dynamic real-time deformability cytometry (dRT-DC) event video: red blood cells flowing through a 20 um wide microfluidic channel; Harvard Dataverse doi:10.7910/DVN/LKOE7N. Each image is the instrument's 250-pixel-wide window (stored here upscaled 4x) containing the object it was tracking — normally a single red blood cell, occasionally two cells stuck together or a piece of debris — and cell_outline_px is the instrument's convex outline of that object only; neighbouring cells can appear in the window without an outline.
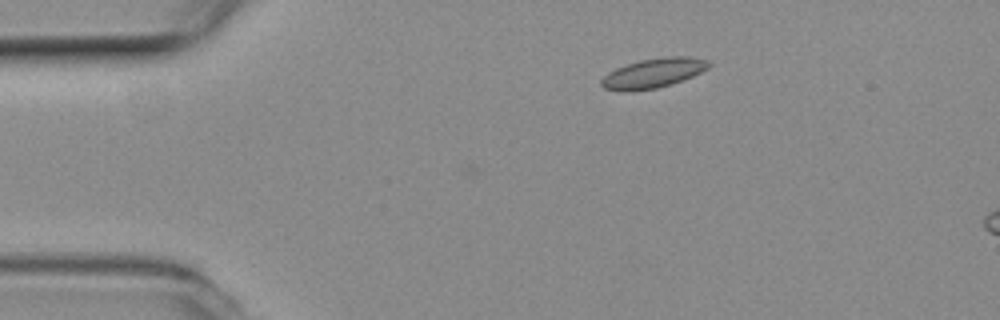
{"species": "common noctule bat (a hibernating species)", "species_latin": "Nyctalus noctula", "temperature_condition": "room temperature", "stored_images_in_passage": 3, "segment_of_instrument_passage": [1, 2], "camera_frame_rate_fps": 3000, "um_per_image_px": 0.085, "animal": {"sex": "female", "body_mass_g": 19.3, "forearm_length_mm": 54.1}, "frame": {"image": 1, "passage_image": 1, "time_ms": 0.0, "image_size_px": [1000, 320], "cell_outline_px": [[712, 64], [708, 68], [692, 76], [672, 84], [656, 88], [628, 92], [620, 92], [604, 88], [600, 84], [600, 80], [608, 72], [616, 68], [640, 60], [668, 56], [688, 56], [708, 60]], "centroid_in_image_um": [55.51, 6.22], "position_along_channel_um": 29.5, "area_um2": 18.61}}